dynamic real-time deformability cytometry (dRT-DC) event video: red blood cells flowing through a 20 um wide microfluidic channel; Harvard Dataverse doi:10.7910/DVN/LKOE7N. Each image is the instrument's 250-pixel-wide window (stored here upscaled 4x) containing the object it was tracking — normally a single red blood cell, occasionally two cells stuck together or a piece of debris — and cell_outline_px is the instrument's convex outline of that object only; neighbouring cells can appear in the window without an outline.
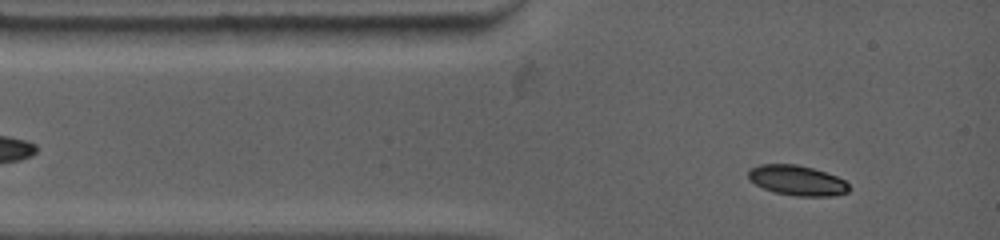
{"species": "common noctule bat (a hibernating species)", "species_latin": "Nyctalus noctula", "temperature_condition": "warm", "stored_images_in_passage": 25, "camera_frame_rate_fps": 4500, "um_per_image_px": 0.085, "animal": {"sex": "female", "body_mass_g": 19.0, "forearm_length_mm": 53.3}, "frame": {"image": 1, "passage_image": 1, "time_ms": 0.0, "image_size_px": [1000, 240], "cell_outline_px": [[848, 192], [836, 196], [796, 196], [776, 192], [764, 188], [748, 180], [748, 172], [752, 168], [760, 164], [796, 164], [812, 168], [836, 176], [844, 180], [848, 184]], "centroid_in_image_um": [67.75, 15.34], "position_along_channel_um": 17.2, "area_um2": 17.51}}
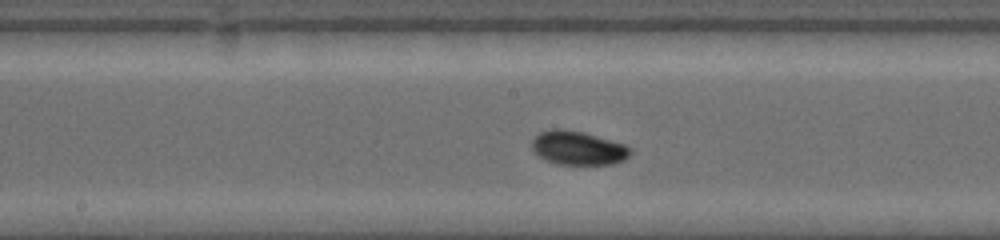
{"frame": {"image": 2, "passage_image": 15, "time_ms": 5.333, "image_size_px": [1000, 240], "cell_outline_px": [[632, 152], [624, 160], [612, 164], [556, 164], [544, 160], [532, 148], [532, 140], [540, 132], [552, 128], [564, 128], [584, 132], [624, 144], [632, 148]], "centroid_in_image_um": [49.14, 12.57], "position_along_channel_um": 199.1, "area_um2": 19.48}}
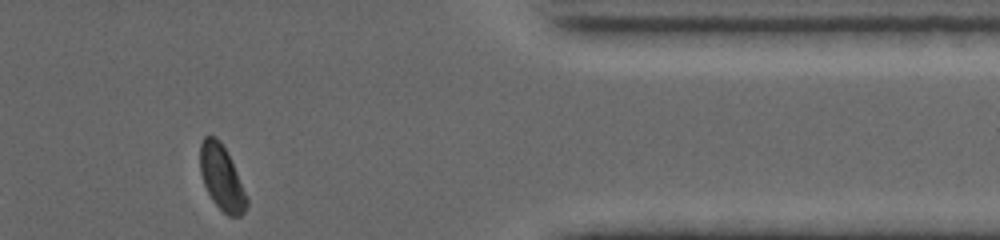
{"frame": {"image": 3, "passage_image": 25, "time_ms": 11.111, "image_size_px": [1000, 240], "cell_outline_px": [[248, 204], [244, 212], [240, 216], [228, 216], [212, 200], [204, 184], [200, 172], [200, 144], [204, 136], [216, 136], [224, 148], [236, 172], [248, 200]], "centroid_in_image_um": [18.82, 15.12], "position_along_channel_um": 392.6, "area_um2": 17.17}, "authors_computed_cell_mechanics": {"area_um2": 18.785, "velocity_mm_per_s": 3.7909, "shape_relaxation_time_tau1_ms": 2.8515, "shape_relaxation_time_tau2_ms": null, "deformation_change_tau1": 0.0924, "deformation_change_tau2": null}}